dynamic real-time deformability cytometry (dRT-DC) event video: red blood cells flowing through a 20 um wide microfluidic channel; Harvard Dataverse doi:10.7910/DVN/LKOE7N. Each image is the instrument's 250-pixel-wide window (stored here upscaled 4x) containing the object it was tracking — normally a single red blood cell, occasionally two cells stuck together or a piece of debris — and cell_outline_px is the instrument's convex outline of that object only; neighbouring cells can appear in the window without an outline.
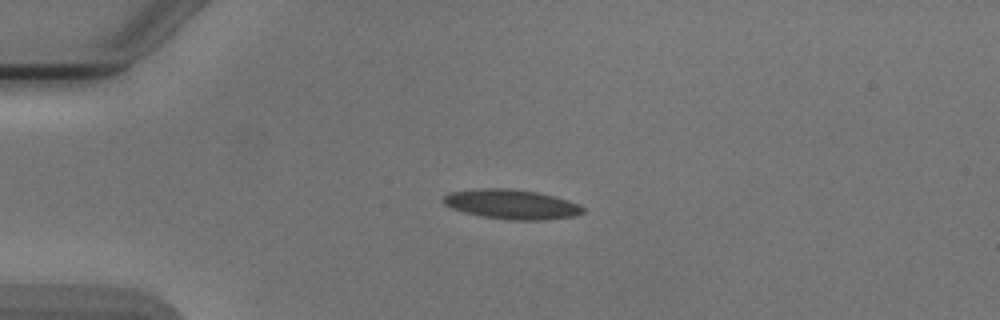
{"species": "Egyptian fruit bat (a non-hibernating species)", "species_latin": "Rousettus aegyptiacus", "temperature_condition": "cold", "stored_images_in_passage": 2, "camera_frame_rate_fps": 3000, "um_per_image_px": 0.085, "animal": {"sex": "male"}, "frame": {"image": 1, "passage_image": 1, "time_ms": 0.0, "image_size_px": [1000, 320], "cell_outline_px": [[584, 212], [576, 216], [544, 220], [512, 220], [480, 216], [464, 212], [452, 208], [444, 204], [440, 200], [448, 192], [476, 188], [508, 188], [536, 192], [556, 196], [580, 204], [584, 208]], "centroid_in_image_um": [43.48, 17.36], "position_along_channel_um": 41.5, "area_um2": 24.39}}